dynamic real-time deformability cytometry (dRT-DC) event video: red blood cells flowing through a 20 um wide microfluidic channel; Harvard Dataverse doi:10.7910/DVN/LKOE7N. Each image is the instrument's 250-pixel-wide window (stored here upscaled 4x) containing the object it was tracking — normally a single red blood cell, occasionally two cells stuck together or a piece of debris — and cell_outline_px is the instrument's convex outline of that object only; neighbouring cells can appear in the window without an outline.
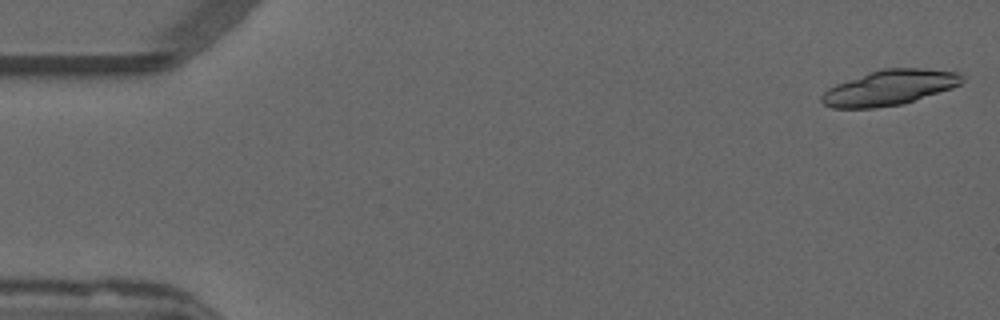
{"species": "common noctule bat (a hibernating species)", "species_latin": "Nyctalus noctula", "temperature_condition": "warm", "stored_images_in_passage": 11, "camera_frame_rate_fps": 3000, "um_per_image_px": 0.085, "animal": {"sex": "male", "forearm_length_mm": 52.5}, "frame": {"image": 1, "passage_image": 2, "time_ms": 0.333, "image_size_px": [1000, 320], "cell_outline_px": [[964, 80], [960, 84], [952, 88], [904, 104], [872, 108], [832, 108], [824, 104], [820, 100], [820, 96], [828, 88], [836, 84], [884, 68], [920, 68], [956, 72], [964, 76]], "centroid_in_image_um": [75.61, 7.46], "position_along_channel_um": 9.4, "area_um2": 28.61}}